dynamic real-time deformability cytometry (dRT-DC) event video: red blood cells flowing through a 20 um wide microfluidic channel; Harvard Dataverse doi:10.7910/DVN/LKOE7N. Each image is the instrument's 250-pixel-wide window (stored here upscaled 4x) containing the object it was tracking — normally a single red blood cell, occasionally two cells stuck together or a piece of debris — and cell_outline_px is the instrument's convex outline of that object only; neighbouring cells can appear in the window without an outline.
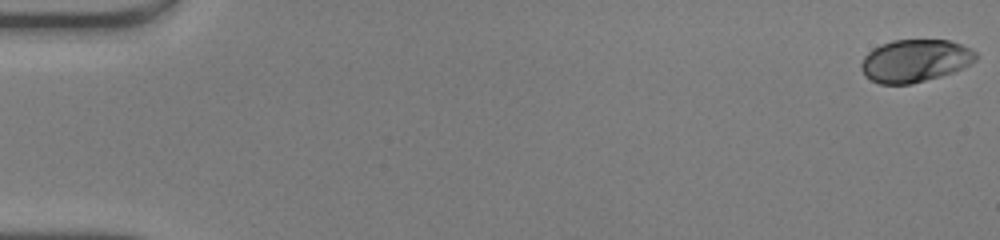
{"species": "human", "species_latin": "Homo sapiens", "temperature_condition": "warm", "stored_images_in_passage": 50, "camera_frame_rate_fps": 3000, "um_per_image_px": 0.085, "donor": {"sex": "male"}, "frame": {"image": 1, "passage_image": 1, "time_ms": 0.0, "image_size_px": [1000, 240], "cell_outline_px": [[976, 60], [952, 72], [940, 76], [912, 84], [880, 84], [864, 76], [860, 68], [860, 64], [864, 56], [872, 48], [880, 44], [892, 40], [948, 40], [972, 48], [976, 52]], "centroid_in_image_um": [77.73, 5.16], "position_along_channel_um": 7.3, "area_um2": 28.5}}
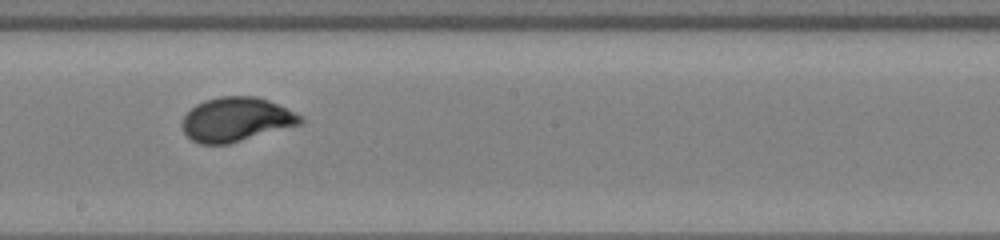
{"frame": {"image": 2, "passage_image": 29, "time_ms": 9.333, "image_size_px": [1000, 240], "cell_outline_px": [[304, 124], [228, 144], [200, 144], [192, 140], [184, 132], [180, 124], [184, 116], [196, 104], [204, 100], [220, 96], [256, 96], [268, 100], [300, 116], [304, 120]], "centroid_in_image_um": [20.06, 10.16], "position_along_channel_um": 228.1, "area_um2": 30.4}}
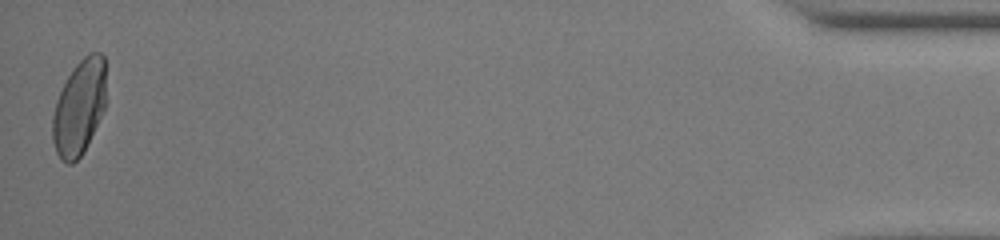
{"frame": {"image": 3, "passage_image": 50, "time_ms": 16.333, "image_size_px": [1000, 240], "cell_outline_px": [[104, 108], [84, 152], [72, 164], [68, 164], [56, 152], [52, 140], [52, 116], [56, 100], [68, 76], [76, 64], [88, 52], [100, 52], [104, 56]], "centroid_in_image_um": [6.71, 9.13], "position_along_channel_um": 428.5, "area_um2": 29.25}, "authors_computed_cell_mechanics": {"area_um2": 29.3046, "velocity_mm_per_s": 4.1837, "shape_relaxation_time_tau1_ms": 3.0174, "shape_relaxation_time_tau2_ms": null, "deformation_change_tau1": 0.1914, "deformation_change_tau2": null}}